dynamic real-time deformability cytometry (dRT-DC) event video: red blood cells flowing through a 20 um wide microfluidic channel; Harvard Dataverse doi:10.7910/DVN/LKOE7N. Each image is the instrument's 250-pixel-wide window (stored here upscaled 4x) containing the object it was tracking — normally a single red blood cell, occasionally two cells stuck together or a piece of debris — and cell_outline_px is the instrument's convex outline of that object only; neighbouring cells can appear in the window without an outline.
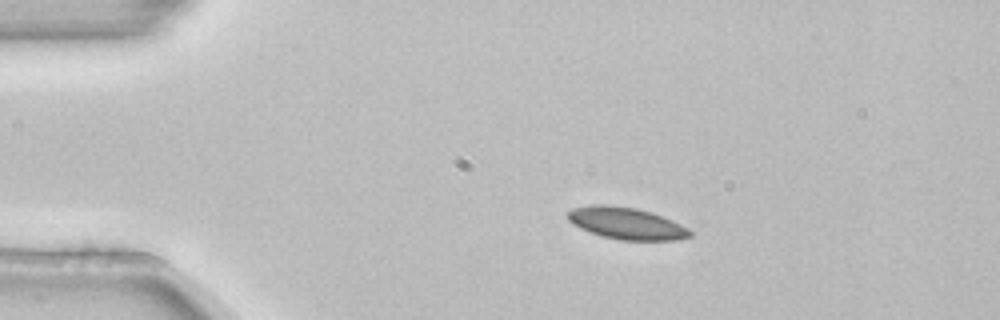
{"species": "common noctule bat (a hibernating species)", "species_latin": "Nyctalus noctula", "temperature_condition": "room temperature", "stored_images_in_passage": 4, "camera_frame_rate_fps": 3000, "um_per_image_px": 0.085, "animal": {"sex": "female", "body_mass_g": 22.7, "forearm_length_mm": 54.2}, "frame": {"image": 1, "passage_image": 1, "time_ms": 0.0, "image_size_px": [1000, 320], "cell_outline_px": [[692, 236], [676, 240], [620, 240], [604, 236], [580, 228], [572, 224], [568, 220], [568, 212], [572, 208], [592, 204], [604, 204], [636, 208], [652, 212], [672, 220], [688, 228], [692, 232]], "centroid_in_image_um": [53.25, 18.97], "position_along_channel_um": 31.8, "area_um2": 22.66}}
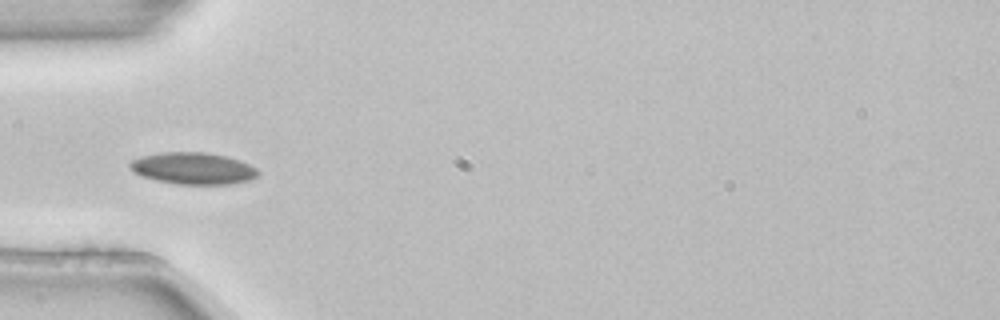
{"frame": {"image": 2, "passage_image": 3, "time_ms": 0.667, "image_size_px": [1000, 320], "cell_outline_px": [[260, 172], [256, 176], [248, 180], [228, 184], [176, 184], [156, 180], [144, 176], [128, 168], [128, 164], [132, 160], [140, 156], [160, 152], [208, 152], [228, 156], [240, 160], [256, 168]], "centroid_in_image_um": [16.4, 14.29], "position_along_channel_um": 68.6, "area_um2": 23.76}}